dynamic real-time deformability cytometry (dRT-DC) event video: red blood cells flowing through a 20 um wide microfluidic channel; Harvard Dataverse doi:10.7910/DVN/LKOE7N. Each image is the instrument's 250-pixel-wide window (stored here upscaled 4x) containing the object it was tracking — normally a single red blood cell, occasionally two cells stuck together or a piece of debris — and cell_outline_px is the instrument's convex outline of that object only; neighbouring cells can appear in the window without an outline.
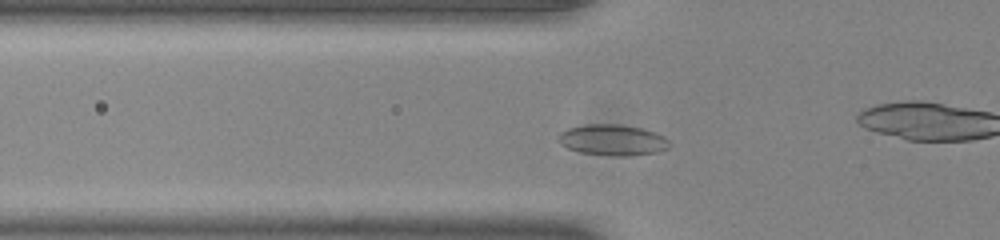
{"species": "common noctule bat (a hibernating species)", "species_latin": "Nyctalus noctula", "temperature_condition": "room temperature", "stored_images_in_passage": 50, "camera_frame_rate_fps": 3000, "um_per_image_px": 0.085, "animal": {"sex": "male", "body_mass_g": 20.0, "forearm_length_mm": 53.3}, "frame": {"image": 1, "passage_image": 14, "time_ms": 4.333, "image_size_px": [1000, 240], "cell_outline_px": [[672, 144], [668, 148], [656, 152], [624, 156], [612, 156], [580, 152], [568, 148], [560, 144], [556, 136], [560, 132], [568, 128], [588, 124], [620, 124], [644, 128], [656, 132], [664, 136]], "centroid_in_image_um": [52.07, 11.89], "position_along_channel_um": 73.7, "area_um2": 20.23}}
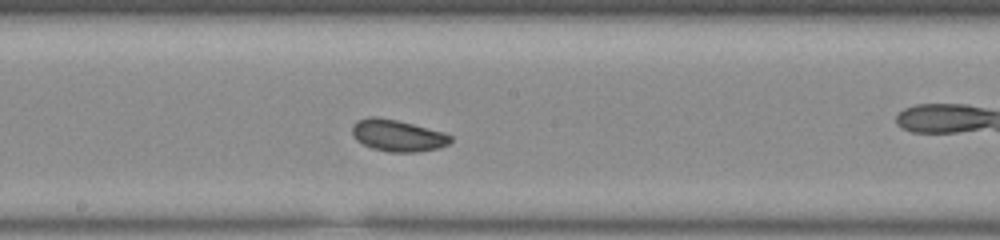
{"frame": {"image": 2, "passage_image": 25, "time_ms": 8.0, "image_size_px": [1000, 240], "cell_outline_px": [[452, 140], [448, 144], [440, 148], [416, 152], [388, 152], [372, 148], [356, 140], [352, 136], [352, 124], [356, 120], [368, 116], [376, 116], [396, 120], [444, 132], [452, 136]], "centroid_in_image_um": [33.77, 11.52], "position_along_channel_um": 214.4, "area_um2": 18.32}}
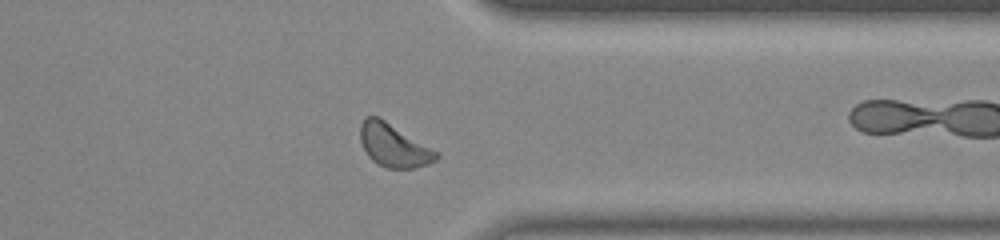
{"frame": {"image": 3, "passage_image": 38, "time_ms": 12.333, "image_size_px": [1000, 240], "cell_outline_px": [[440, 156], [436, 160], [428, 164], [416, 168], [388, 168], [372, 160], [368, 156], [360, 140], [360, 124], [364, 116], [380, 116], [440, 152]], "centroid_in_image_um": [33.49, 12.33], "position_along_channel_um": 377.9, "area_um2": 19.42}, "authors_computed_cell_mechanics": {"area_um2": 18.5249, "velocity_mm_per_s": 3.8444, "shape_relaxation_time_tau1_ms": 4.2187, "shape_relaxation_time_tau2_ms": null, "deformation_change_tau1": 0.0887, "deformation_change_tau2": null}}